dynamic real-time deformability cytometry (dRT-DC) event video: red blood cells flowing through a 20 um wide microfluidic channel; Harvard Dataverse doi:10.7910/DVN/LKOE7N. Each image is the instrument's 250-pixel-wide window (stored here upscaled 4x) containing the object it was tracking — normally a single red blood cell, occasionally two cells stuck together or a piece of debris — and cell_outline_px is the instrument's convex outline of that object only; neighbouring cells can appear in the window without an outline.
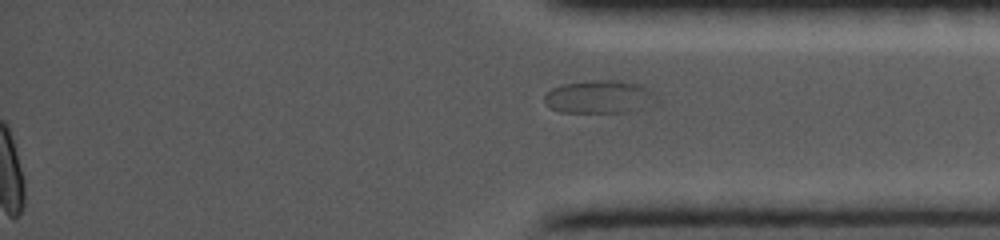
{"species": "common noctule bat (a hibernating species)", "species_latin": "Nyctalus noctula", "temperature_condition": "cold", "stored_images_in_passage": 53, "segment_of_instrument_passage": [2, 2], "camera_frame_rate_fps": 5000, "um_per_image_px": 0.085, "animal": {"sex": "female", "body_mass_g": 19.0, "forearm_length_mm": 56.7}, "frame": {"image": 1, "passage_image": 53, "time_ms": 15.4, "image_size_px": [1000, 240], "cell_outline_px": [[656, 100], [652, 104], [636, 112], [560, 112], [552, 108], [544, 100], [544, 96], [552, 88], [564, 84], [592, 80], [620, 80], [640, 84], [648, 88], [656, 96]], "centroid_in_image_um": [51.0, 8.23], "position_along_channel_um": 384.2, "area_um2": 21.62}}